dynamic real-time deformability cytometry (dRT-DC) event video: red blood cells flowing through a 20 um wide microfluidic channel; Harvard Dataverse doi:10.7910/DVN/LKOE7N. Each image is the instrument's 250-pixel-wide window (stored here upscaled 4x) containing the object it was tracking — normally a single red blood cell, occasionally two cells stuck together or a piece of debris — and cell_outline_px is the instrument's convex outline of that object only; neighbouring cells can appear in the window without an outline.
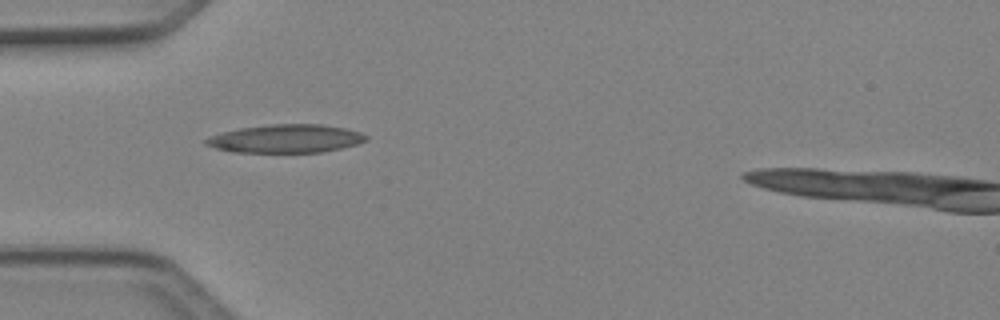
{"species": "Egyptian fruit bat (a non-hibernating species)", "species_latin": "Rousettus aegyptiacus", "temperature_condition": "cold", "stored_images_in_passage": 3, "camera_frame_rate_fps": 3000, "um_per_image_px": 0.085, "animal": {"sex": "female"}, "frame": {"image": 1, "passage_image": 1, "time_ms": 0.0, "image_size_px": [1000, 320], "cell_outline_px": [[368, 140], [356, 144], [340, 148], [320, 152], [232, 152], [216, 148], [204, 144], [204, 140], [208, 136], [220, 132], [240, 128], [272, 124], [320, 124], [344, 128], [360, 132], [368, 136]], "centroid_in_image_um": [24.26, 11.78], "position_along_channel_um": 60.7, "area_um2": 26.36}}
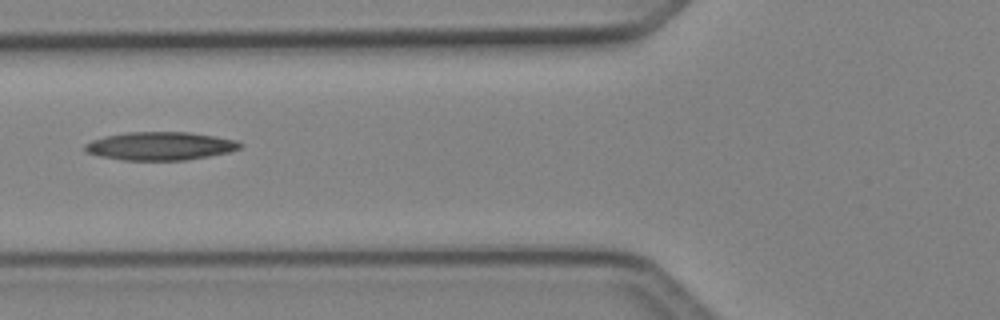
{"frame": {"image": 2, "passage_image": 2, "time_ms": 0.333, "image_size_px": [1000, 320], "cell_outline_px": [[244, 144], [240, 148], [232, 152], [188, 160], [124, 160], [100, 156], [88, 152], [84, 148], [84, 144], [92, 140], [104, 136], [128, 132], [188, 132], [216, 136], [236, 140]], "centroid_in_image_um": [13.67, 12.41], "position_along_channel_um": 112.1, "area_um2": 25.66}}
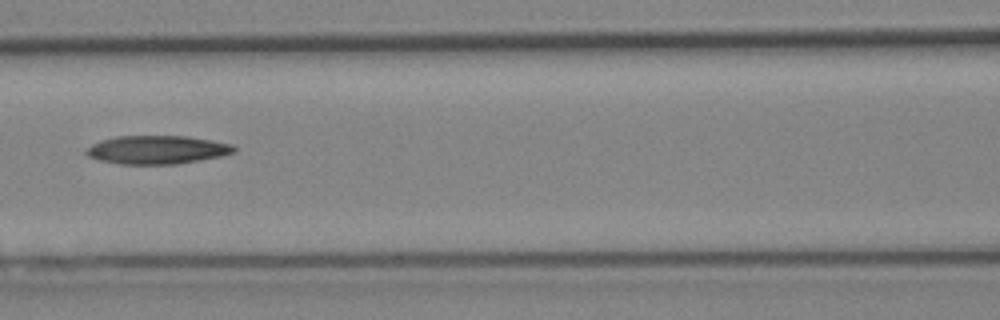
{"frame": {"image": 3, "passage_image": 3, "time_ms": 0.667, "image_size_px": [1000, 320], "cell_outline_px": [[236, 152], [220, 156], [200, 160], [176, 164], [120, 164], [100, 160], [88, 156], [84, 152], [92, 144], [100, 140], [116, 136], [188, 136], [212, 140], [232, 144], [236, 148]], "centroid_in_image_um": [13.36, 12.72], "position_along_channel_um": 153.2, "area_um2": 24.51}}